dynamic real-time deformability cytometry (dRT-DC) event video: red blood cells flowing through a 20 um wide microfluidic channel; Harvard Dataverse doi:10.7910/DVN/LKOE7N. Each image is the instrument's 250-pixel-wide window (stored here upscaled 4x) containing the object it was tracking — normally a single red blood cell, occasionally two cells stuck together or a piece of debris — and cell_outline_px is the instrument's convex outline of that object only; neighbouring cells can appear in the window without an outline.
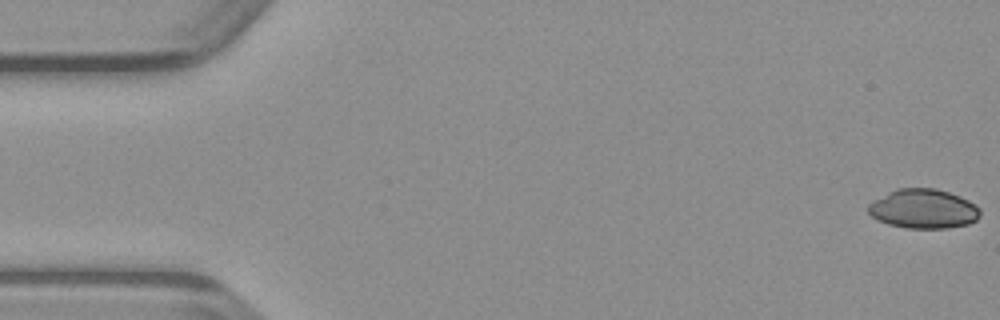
{"species": "common noctule bat (a hibernating species)", "species_latin": "Nyctalus noctula", "temperature_condition": "warm", "stored_images_in_passage": 49, "camera_frame_rate_fps": 3000, "um_per_image_px": 0.085, "animal": {"sex": "male", "body_mass_g": 23.1, "forearm_length_mm": 52.7}, "frame": {"image": 1, "passage_image": 1, "time_ms": 0.0, "image_size_px": [1000, 320], "cell_outline_px": [[980, 216], [976, 220], [968, 224], [948, 228], [908, 228], [888, 224], [872, 216], [868, 212], [868, 204], [872, 200], [896, 188], [936, 188], [960, 196], [968, 200], [980, 208]], "centroid_in_image_um": [78.49, 17.74], "position_along_channel_um": 6.5, "area_um2": 25.72}}
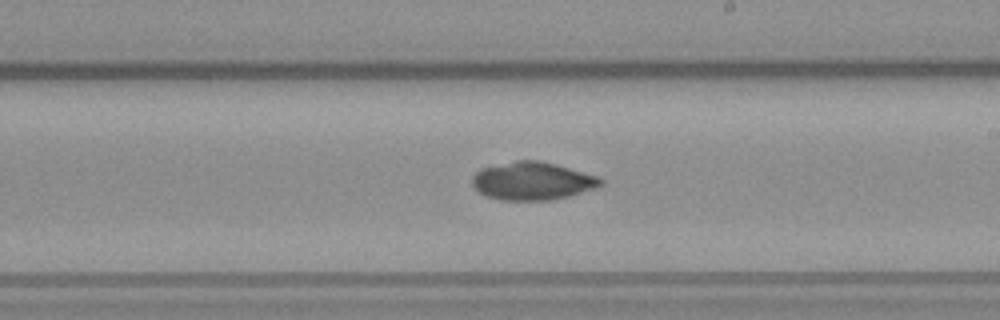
{"frame": {"image": 2, "passage_image": 28, "time_ms": 9.0, "image_size_px": [1000, 320], "cell_outline_px": [[604, 184], [568, 196], [552, 200], [500, 200], [484, 196], [472, 184], [472, 176], [480, 168], [516, 160], [540, 160], [556, 164], [600, 176], [604, 180]], "centroid_in_image_um": [45.25, 15.37], "position_along_channel_um": 243.8, "area_um2": 28.55}}
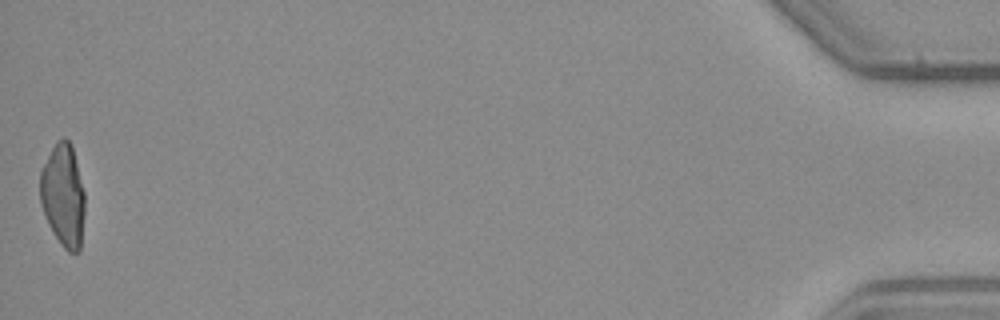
{"frame": {"image": 3, "passage_image": 49, "time_ms": 16.0, "image_size_px": [1000, 320], "cell_outline_px": [[84, 216], [80, 252], [68, 252], [60, 244], [52, 232], [48, 224], [40, 204], [40, 172], [56, 140], [64, 136], [72, 144], [84, 192]], "centroid_in_image_um": [5.37, 16.61], "position_along_channel_um": 429.8, "area_um2": 26.99}}